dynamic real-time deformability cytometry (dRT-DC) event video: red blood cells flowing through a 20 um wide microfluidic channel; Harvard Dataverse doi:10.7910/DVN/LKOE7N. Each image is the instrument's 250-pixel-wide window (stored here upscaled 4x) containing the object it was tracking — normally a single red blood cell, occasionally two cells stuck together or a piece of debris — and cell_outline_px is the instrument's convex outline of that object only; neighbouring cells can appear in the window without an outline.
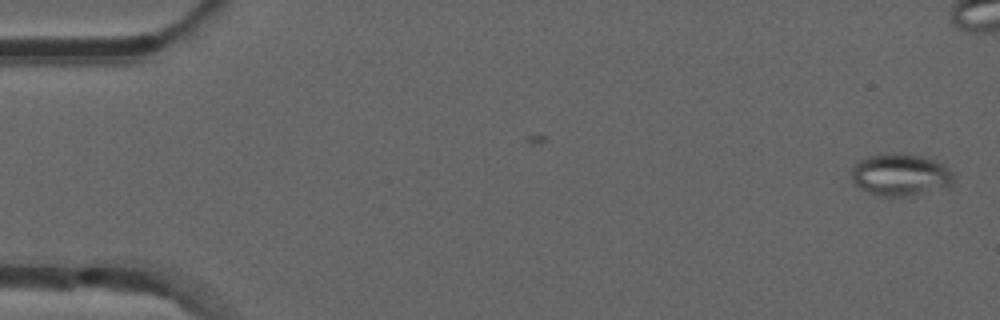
{"species": "common noctule bat (a hibernating species)", "species_latin": "Nyctalus noctula", "temperature_condition": "room temperature", "stored_images_in_passage": 10, "camera_frame_rate_fps": 3000, "um_per_image_px": 0.085, "animal": {"sex": "male", "forearm_length_mm": 52.5}, "frame": {"image": 1, "passage_image": 1, "time_ms": 0.0, "image_size_px": [1000, 320], "cell_outline_px": [[956, 176], [952, 184], [948, 188], [904, 196], [880, 196], [868, 192], [852, 184], [852, 168], [860, 160], [868, 156], [884, 152], [900, 152], [920, 156], [936, 160], [944, 164]], "centroid_in_image_um": [76.56, 14.84], "position_along_channel_um": 8.4, "area_um2": 25.55}}